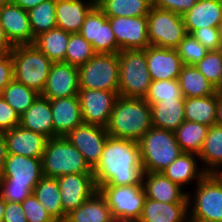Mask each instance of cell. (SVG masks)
Returning a JSON list of instances; mask_svg holds the SVG:
<instances>
[{
  "label": "cell",
  "mask_w": 222,
  "mask_h": 222,
  "mask_svg": "<svg viewBox=\"0 0 222 222\" xmlns=\"http://www.w3.org/2000/svg\"><path fill=\"white\" fill-rule=\"evenodd\" d=\"M80 89L107 90L119 93L118 53H96L78 67Z\"/></svg>",
  "instance_id": "obj_8"
},
{
  "label": "cell",
  "mask_w": 222,
  "mask_h": 222,
  "mask_svg": "<svg viewBox=\"0 0 222 222\" xmlns=\"http://www.w3.org/2000/svg\"><path fill=\"white\" fill-rule=\"evenodd\" d=\"M20 126L40 133L49 138H54L52 111L50 100L39 95L31 107L20 116Z\"/></svg>",
  "instance_id": "obj_26"
},
{
  "label": "cell",
  "mask_w": 222,
  "mask_h": 222,
  "mask_svg": "<svg viewBox=\"0 0 222 222\" xmlns=\"http://www.w3.org/2000/svg\"><path fill=\"white\" fill-rule=\"evenodd\" d=\"M7 157L6 142L3 133H0V179L4 172L5 159Z\"/></svg>",
  "instance_id": "obj_50"
},
{
  "label": "cell",
  "mask_w": 222,
  "mask_h": 222,
  "mask_svg": "<svg viewBox=\"0 0 222 222\" xmlns=\"http://www.w3.org/2000/svg\"><path fill=\"white\" fill-rule=\"evenodd\" d=\"M214 175L217 177V179L222 183V167L219 168Z\"/></svg>",
  "instance_id": "obj_56"
},
{
  "label": "cell",
  "mask_w": 222,
  "mask_h": 222,
  "mask_svg": "<svg viewBox=\"0 0 222 222\" xmlns=\"http://www.w3.org/2000/svg\"><path fill=\"white\" fill-rule=\"evenodd\" d=\"M176 50L184 65H196L208 53V50L192 34H187Z\"/></svg>",
  "instance_id": "obj_41"
},
{
  "label": "cell",
  "mask_w": 222,
  "mask_h": 222,
  "mask_svg": "<svg viewBox=\"0 0 222 222\" xmlns=\"http://www.w3.org/2000/svg\"><path fill=\"white\" fill-rule=\"evenodd\" d=\"M150 107L153 127L174 132L185 121V101L163 100Z\"/></svg>",
  "instance_id": "obj_28"
},
{
  "label": "cell",
  "mask_w": 222,
  "mask_h": 222,
  "mask_svg": "<svg viewBox=\"0 0 222 222\" xmlns=\"http://www.w3.org/2000/svg\"><path fill=\"white\" fill-rule=\"evenodd\" d=\"M148 20V37L151 46L176 49L187 35L183 16L152 6Z\"/></svg>",
  "instance_id": "obj_10"
},
{
  "label": "cell",
  "mask_w": 222,
  "mask_h": 222,
  "mask_svg": "<svg viewBox=\"0 0 222 222\" xmlns=\"http://www.w3.org/2000/svg\"><path fill=\"white\" fill-rule=\"evenodd\" d=\"M63 208V222L66 216L77 209L98 191L93 173H73L56 178Z\"/></svg>",
  "instance_id": "obj_11"
},
{
  "label": "cell",
  "mask_w": 222,
  "mask_h": 222,
  "mask_svg": "<svg viewBox=\"0 0 222 222\" xmlns=\"http://www.w3.org/2000/svg\"><path fill=\"white\" fill-rule=\"evenodd\" d=\"M79 33L93 46L96 53L120 51L107 16L96 5L86 15Z\"/></svg>",
  "instance_id": "obj_14"
},
{
  "label": "cell",
  "mask_w": 222,
  "mask_h": 222,
  "mask_svg": "<svg viewBox=\"0 0 222 222\" xmlns=\"http://www.w3.org/2000/svg\"><path fill=\"white\" fill-rule=\"evenodd\" d=\"M185 120L211 127L216 124L217 94L185 98Z\"/></svg>",
  "instance_id": "obj_31"
},
{
  "label": "cell",
  "mask_w": 222,
  "mask_h": 222,
  "mask_svg": "<svg viewBox=\"0 0 222 222\" xmlns=\"http://www.w3.org/2000/svg\"><path fill=\"white\" fill-rule=\"evenodd\" d=\"M142 184L146 198L165 203H188L187 191L162 172H143Z\"/></svg>",
  "instance_id": "obj_22"
},
{
  "label": "cell",
  "mask_w": 222,
  "mask_h": 222,
  "mask_svg": "<svg viewBox=\"0 0 222 222\" xmlns=\"http://www.w3.org/2000/svg\"><path fill=\"white\" fill-rule=\"evenodd\" d=\"M198 161L200 160L197 154L182 153L162 173L181 188L194 180L197 184L206 175Z\"/></svg>",
  "instance_id": "obj_27"
},
{
  "label": "cell",
  "mask_w": 222,
  "mask_h": 222,
  "mask_svg": "<svg viewBox=\"0 0 222 222\" xmlns=\"http://www.w3.org/2000/svg\"><path fill=\"white\" fill-rule=\"evenodd\" d=\"M198 157L206 174H214L222 167V126L209 127Z\"/></svg>",
  "instance_id": "obj_30"
},
{
  "label": "cell",
  "mask_w": 222,
  "mask_h": 222,
  "mask_svg": "<svg viewBox=\"0 0 222 222\" xmlns=\"http://www.w3.org/2000/svg\"><path fill=\"white\" fill-rule=\"evenodd\" d=\"M93 175L97 189L100 186L143 185L138 142L109 136Z\"/></svg>",
  "instance_id": "obj_1"
},
{
  "label": "cell",
  "mask_w": 222,
  "mask_h": 222,
  "mask_svg": "<svg viewBox=\"0 0 222 222\" xmlns=\"http://www.w3.org/2000/svg\"><path fill=\"white\" fill-rule=\"evenodd\" d=\"M192 35L208 50L222 49V38L219 27H203L195 30Z\"/></svg>",
  "instance_id": "obj_44"
},
{
  "label": "cell",
  "mask_w": 222,
  "mask_h": 222,
  "mask_svg": "<svg viewBox=\"0 0 222 222\" xmlns=\"http://www.w3.org/2000/svg\"><path fill=\"white\" fill-rule=\"evenodd\" d=\"M42 167L43 175L53 178L73 173H93L80 151L65 137L47 140Z\"/></svg>",
  "instance_id": "obj_4"
},
{
  "label": "cell",
  "mask_w": 222,
  "mask_h": 222,
  "mask_svg": "<svg viewBox=\"0 0 222 222\" xmlns=\"http://www.w3.org/2000/svg\"><path fill=\"white\" fill-rule=\"evenodd\" d=\"M178 81L184 98L205 97L215 94L214 86L195 65H183Z\"/></svg>",
  "instance_id": "obj_33"
},
{
  "label": "cell",
  "mask_w": 222,
  "mask_h": 222,
  "mask_svg": "<svg viewBox=\"0 0 222 222\" xmlns=\"http://www.w3.org/2000/svg\"><path fill=\"white\" fill-rule=\"evenodd\" d=\"M55 9L56 0H47L27 11L34 39L57 27Z\"/></svg>",
  "instance_id": "obj_38"
},
{
  "label": "cell",
  "mask_w": 222,
  "mask_h": 222,
  "mask_svg": "<svg viewBox=\"0 0 222 222\" xmlns=\"http://www.w3.org/2000/svg\"><path fill=\"white\" fill-rule=\"evenodd\" d=\"M214 88H215L216 94L222 95V73H221V76H220V79H219L217 85Z\"/></svg>",
  "instance_id": "obj_55"
},
{
  "label": "cell",
  "mask_w": 222,
  "mask_h": 222,
  "mask_svg": "<svg viewBox=\"0 0 222 222\" xmlns=\"http://www.w3.org/2000/svg\"><path fill=\"white\" fill-rule=\"evenodd\" d=\"M118 97L114 91L79 89L83 123L106 127Z\"/></svg>",
  "instance_id": "obj_12"
},
{
  "label": "cell",
  "mask_w": 222,
  "mask_h": 222,
  "mask_svg": "<svg viewBox=\"0 0 222 222\" xmlns=\"http://www.w3.org/2000/svg\"><path fill=\"white\" fill-rule=\"evenodd\" d=\"M7 154L42 159L48 138L20 125L3 132Z\"/></svg>",
  "instance_id": "obj_20"
},
{
  "label": "cell",
  "mask_w": 222,
  "mask_h": 222,
  "mask_svg": "<svg viewBox=\"0 0 222 222\" xmlns=\"http://www.w3.org/2000/svg\"><path fill=\"white\" fill-rule=\"evenodd\" d=\"M195 188L187 192L189 222H222V183L206 174Z\"/></svg>",
  "instance_id": "obj_6"
},
{
  "label": "cell",
  "mask_w": 222,
  "mask_h": 222,
  "mask_svg": "<svg viewBox=\"0 0 222 222\" xmlns=\"http://www.w3.org/2000/svg\"><path fill=\"white\" fill-rule=\"evenodd\" d=\"M120 51L144 50L150 46L147 16L107 17Z\"/></svg>",
  "instance_id": "obj_13"
},
{
  "label": "cell",
  "mask_w": 222,
  "mask_h": 222,
  "mask_svg": "<svg viewBox=\"0 0 222 222\" xmlns=\"http://www.w3.org/2000/svg\"><path fill=\"white\" fill-rule=\"evenodd\" d=\"M0 23L13 46L34 43L28 12L20 6L9 1H0Z\"/></svg>",
  "instance_id": "obj_17"
},
{
  "label": "cell",
  "mask_w": 222,
  "mask_h": 222,
  "mask_svg": "<svg viewBox=\"0 0 222 222\" xmlns=\"http://www.w3.org/2000/svg\"><path fill=\"white\" fill-rule=\"evenodd\" d=\"M47 0H9V2L14 3L18 6H20L23 10H30L31 8H34L39 3H42Z\"/></svg>",
  "instance_id": "obj_52"
},
{
  "label": "cell",
  "mask_w": 222,
  "mask_h": 222,
  "mask_svg": "<svg viewBox=\"0 0 222 222\" xmlns=\"http://www.w3.org/2000/svg\"><path fill=\"white\" fill-rule=\"evenodd\" d=\"M2 222H28L21 203L6 201Z\"/></svg>",
  "instance_id": "obj_49"
},
{
  "label": "cell",
  "mask_w": 222,
  "mask_h": 222,
  "mask_svg": "<svg viewBox=\"0 0 222 222\" xmlns=\"http://www.w3.org/2000/svg\"><path fill=\"white\" fill-rule=\"evenodd\" d=\"M216 124L222 126V95L217 94V118Z\"/></svg>",
  "instance_id": "obj_53"
},
{
  "label": "cell",
  "mask_w": 222,
  "mask_h": 222,
  "mask_svg": "<svg viewBox=\"0 0 222 222\" xmlns=\"http://www.w3.org/2000/svg\"><path fill=\"white\" fill-rule=\"evenodd\" d=\"M13 47L14 46L8 41L4 29L0 23V54L10 52Z\"/></svg>",
  "instance_id": "obj_51"
},
{
  "label": "cell",
  "mask_w": 222,
  "mask_h": 222,
  "mask_svg": "<svg viewBox=\"0 0 222 222\" xmlns=\"http://www.w3.org/2000/svg\"><path fill=\"white\" fill-rule=\"evenodd\" d=\"M35 186H19L12 183H0V195L7 202L22 203L33 193Z\"/></svg>",
  "instance_id": "obj_45"
},
{
  "label": "cell",
  "mask_w": 222,
  "mask_h": 222,
  "mask_svg": "<svg viewBox=\"0 0 222 222\" xmlns=\"http://www.w3.org/2000/svg\"><path fill=\"white\" fill-rule=\"evenodd\" d=\"M144 99L149 105L169 99L185 101L178 79L152 81Z\"/></svg>",
  "instance_id": "obj_40"
},
{
  "label": "cell",
  "mask_w": 222,
  "mask_h": 222,
  "mask_svg": "<svg viewBox=\"0 0 222 222\" xmlns=\"http://www.w3.org/2000/svg\"><path fill=\"white\" fill-rule=\"evenodd\" d=\"M65 222H116L108 207L107 201L100 194L95 192L77 209L71 211Z\"/></svg>",
  "instance_id": "obj_29"
},
{
  "label": "cell",
  "mask_w": 222,
  "mask_h": 222,
  "mask_svg": "<svg viewBox=\"0 0 222 222\" xmlns=\"http://www.w3.org/2000/svg\"><path fill=\"white\" fill-rule=\"evenodd\" d=\"M198 0H151V5L160 9H165L184 15Z\"/></svg>",
  "instance_id": "obj_47"
},
{
  "label": "cell",
  "mask_w": 222,
  "mask_h": 222,
  "mask_svg": "<svg viewBox=\"0 0 222 222\" xmlns=\"http://www.w3.org/2000/svg\"><path fill=\"white\" fill-rule=\"evenodd\" d=\"M219 29H220V32H221V38H222V20H221V23H220Z\"/></svg>",
  "instance_id": "obj_57"
},
{
  "label": "cell",
  "mask_w": 222,
  "mask_h": 222,
  "mask_svg": "<svg viewBox=\"0 0 222 222\" xmlns=\"http://www.w3.org/2000/svg\"><path fill=\"white\" fill-rule=\"evenodd\" d=\"M10 52L14 80L41 94L53 62L34 44L15 45Z\"/></svg>",
  "instance_id": "obj_5"
},
{
  "label": "cell",
  "mask_w": 222,
  "mask_h": 222,
  "mask_svg": "<svg viewBox=\"0 0 222 222\" xmlns=\"http://www.w3.org/2000/svg\"><path fill=\"white\" fill-rule=\"evenodd\" d=\"M33 194L57 222H63L61 192L56 178L43 176L34 187Z\"/></svg>",
  "instance_id": "obj_32"
},
{
  "label": "cell",
  "mask_w": 222,
  "mask_h": 222,
  "mask_svg": "<svg viewBox=\"0 0 222 222\" xmlns=\"http://www.w3.org/2000/svg\"><path fill=\"white\" fill-rule=\"evenodd\" d=\"M108 137L105 127L84 123L65 136L80 151L92 169L99 162Z\"/></svg>",
  "instance_id": "obj_15"
},
{
  "label": "cell",
  "mask_w": 222,
  "mask_h": 222,
  "mask_svg": "<svg viewBox=\"0 0 222 222\" xmlns=\"http://www.w3.org/2000/svg\"><path fill=\"white\" fill-rule=\"evenodd\" d=\"M95 5V0H56L57 27L69 33H79L86 15Z\"/></svg>",
  "instance_id": "obj_23"
},
{
  "label": "cell",
  "mask_w": 222,
  "mask_h": 222,
  "mask_svg": "<svg viewBox=\"0 0 222 222\" xmlns=\"http://www.w3.org/2000/svg\"><path fill=\"white\" fill-rule=\"evenodd\" d=\"M137 222H189L188 203H165L146 198Z\"/></svg>",
  "instance_id": "obj_25"
},
{
  "label": "cell",
  "mask_w": 222,
  "mask_h": 222,
  "mask_svg": "<svg viewBox=\"0 0 222 222\" xmlns=\"http://www.w3.org/2000/svg\"><path fill=\"white\" fill-rule=\"evenodd\" d=\"M79 71L78 67L66 62L52 63L41 96L53 100L64 97L78 96Z\"/></svg>",
  "instance_id": "obj_16"
},
{
  "label": "cell",
  "mask_w": 222,
  "mask_h": 222,
  "mask_svg": "<svg viewBox=\"0 0 222 222\" xmlns=\"http://www.w3.org/2000/svg\"><path fill=\"white\" fill-rule=\"evenodd\" d=\"M69 38V32L56 27L37 36L33 44L53 63L64 62Z\"/></svg>",
  "instance_id": "obj_34"
},
{
  "label": "cell",
  "mask_w": 222,
  "mask_h": 222,
  "mask_svg": "<svg viewBox=\"0 0 222 222\" xmlns=\"http://www.w3.org/2000/svg\"><path fill=\"white\" fill-rule=\"evenodd\" d=\"M209 126L184 121L175 131L176 141L183 153H194L199 155L204 140L207 136Z\"/></svg>",
  "instance_id": "obj_36"
},
{
  "label": "cell",
  "mask_w": 222,
  "mask_h": 222,
  "mask_svg": "<svg viewBox=\"0 0 222 222\" xmlns=\"http://www.w3.org/2000/svg\"><path fill=\"white\" fill-rule=\"evenodd\" d=\"M195 66L215 87L222 73V49L208 51L207 55Z\"/></svg>",
  "instance_id": "obj_42"
},
{
  "label": "cell",
  "mask_w": 222,
  "mask_h": 222,
  "mask_svg": "<svg viewBox=\"0 0 222 222\" xmlns=\"http://www.w3.org/2000/svg\"><path fill=\"white\" fill-rule=\"evenodd\" d=\"M95 3L107 17L147 16L152 7L151 0H95Z\"/></svg>",
  "instance_id": "obj_35"
},
{
  "label": "cell",
  "mask_w": 222,
  "mask_h": 222,
  "mask_svg": "<svg viewBox=\"0 0 222 222\" xmlns=\"http://www.w3.org/2000/svg\"><path fill=\"white\" fill-rule=\"evenodd\" d=\"M20 124V116L0 97V133L9 131Z\"/></svg>",
  "instance_id": "obj_46"
},
{
  "label": "cell",
  "mask_w": 222,
  "mask_h": 222,
  "mask_svg": "<svg viewBox=\"0 0 222 222\" xmlns=\"http://www.w3.org/2000/svg\"><path fill=\"white\" fill-rule=\"evenodd\" d=\"M182 16L187 34L203 27H219L222 20V0H198Z\"/></svg>",
  "instance_id": "obj_24"
},
{
  "label": "cell",
  "mask_w": 222,
  "mask_h": 222,
  "mask_svg": "<svg viewBox=\"0 0 222 222\" xmlns=\"http://www.w3.org/2000/svg\"><path fill=\"white\" fill-rule=\"evenodd\" d=\"M28 222H57L32 193L22 203Z\"/></svg>",
  "instance_id": "obj_43"
},
{
  "label": "cell",
  "mask_w": 222,
  "mask_h": 222,
  "mask_svg": "<svg viewBox=\"0 0 222 222\" xmlns=\"http://www.w3.org/2000/svg\"><path fill=\"white\" fill-rule=\"evenodd\" d=\"M147 68L152 81L178 79L183 63L176 49L148 46Z\"/></svg>",
  "instance_id": "obj_19"
},
{
  "label": "cell",
  "mask_w": 222,
  "mask_h": 222,
  "mask_svg": "<svg viewBox=\"0 0 222 222\" xmlns=\"http://www.w3.org/2000/svg\"><path fill=\"white\" fill-rule=\"evenodd\" d=\"M151 127V107L147 101L119 95L105 128L111 137L139 141Z\"/></svg>",
  "instance_id": "obj_2"
},
{
  "label": "cell",
  "mask_w": 222,
  "mask_h": 222,
  "mask_svg": "<svg viewBox=\"0 0 222 222\" xmlns=\"http://www.w3.org/2000/svg\"><path fill=\"white\" fill-rule=\"evenodd\" d=\"M40 93L25 86L24 84L12 80L2 91L1 97L14 109L19 116L28 110Z\"/></svg>",
  "instance_id": "obj_37"
},
{
  "label": "cell",
  "mask_w": 222,
  "mask_h": 222,
  "mask_svg": "<svg viewBox=\"0 0 222 222\" xmlns=\"http://www.w3.org/2000/svg\"><path fill=\"white\" fill-rule=\"evenodd\" d=\"M137 142L143 172H162L183 153L173 131L153 126Z\"/></svg>",
  "instance_id": "obj_3"
},
{
  "label": "cell",
  "mask_w": 222,
  "mask_h": 222,
  "mask_svg": "<svg viewBox=\"0 0 222 222\" xmlns=\"http://www.w3.org/2000/svg\"><path fill=\"white\" fill-rule=\"evenodd\" d=\"M13 59L11 52L0 54V94L14 79Z\"/></svg>",
  "instance_id": "obj_48"
},
{
  "label": "cell",
  "mask_w": 222,
  "mask_h": 222,
  "mask_svg": "<svg viewBox=\"0 0 222 222\" xmlns=\"http://www.w3.org/2000/svg\"><path fill=\"white\" fill-rule=\"evenodd\" d=\"M116 222H137L141 216L146 192L143 185L100 186Z\"/></svg>",
  "instance_id": "obj_9"
},
{
  "label": "cell",
  "mask_w": 222,
  "mask_h": 222,
  "mask_svg": "<svg viewBox=\"0 0 222 222\" xmlns=\"http://www.w3.org/2000/svg\"><path fill=\"white\" fill-rule=\"evenodd\" d=\"M5 205H6V201L0 195V222H2L3 220Z\"/></svg>",
  "instance_id": "obj_54"
},
{
  "label": "cell",
  "mask_w": 222,
  "mask_h": 222,
  "mask_svg": "<svg viewBox=\"0 0 222 222\" xmlns=\"http://www.w3.org/2000/svg\"><path fill=\"white\" fill-rule=\"evenodd\" d=\"M95 54L93 46L80 33H70L64 62L80 67Z\"/></svg>",
  "instance_id": "obj_39"
},
{
  "label": "cell",
  "mask_w": 222,
  "mask_h": 222,
  "mask_svg": "<svg viewBox=\"0 0 222 222\" xmlns=\"http://www.w3.org/2000/svg\"><path fill=\"white\" fill-rule=\"evenodd\" d=\"M119 95L144 98L152 82L146 49L119 51Z\"/></svg>",
  "instance_id": "obj_7"
},
{
  "label": "cell",
  "mask_w": 222,
  "mask_h": 222,
  "mask_svg": "<svg viewBox=\"0 0 222 222\" xmlns=\"http://www.w3.org/2000/svg\"><path fill=\"white\" fill-rule=\"evenodd\" d=\"M43 176L42 159L7 154L0 183L36 186Z\"/></svg>",
  "instance_id": "obj_18"
},
{
  "label": "cell",
  "mask_w": 222,
  "mask_h": 222,
  "mask_svg": "<svg viewBox=\"0 0 222 222\" xmlns=\"http://www.w3.org/2000/svg\"><path fill=\"white\" fill-rule=\"evenodd\" d=\"M55 137H65L83 124L78 96L50 100Z\"/></svg>",
  "instance_id": "obj_21"
}]
</instances>
